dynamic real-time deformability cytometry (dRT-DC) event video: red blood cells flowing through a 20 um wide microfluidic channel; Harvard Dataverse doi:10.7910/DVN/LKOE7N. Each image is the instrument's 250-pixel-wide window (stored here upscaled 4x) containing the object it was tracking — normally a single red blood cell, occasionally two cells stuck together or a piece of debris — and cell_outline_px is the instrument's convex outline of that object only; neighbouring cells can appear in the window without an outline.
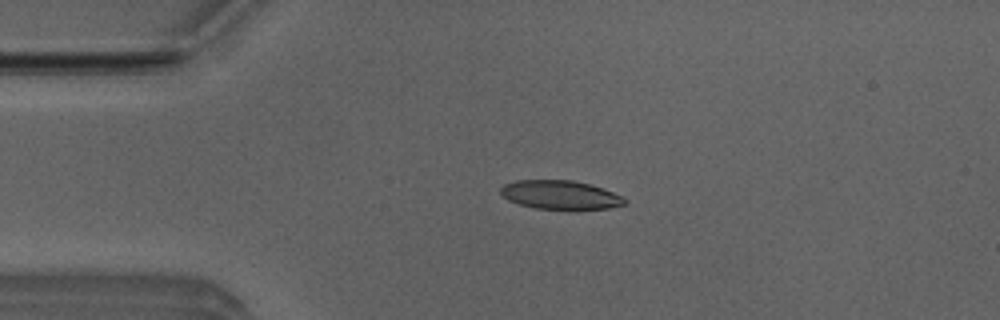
{"species": "Egyptian fruit bat (a non-hibernating species)", "species_latin": "Rousettus aegyptiacus", "temperature_condition": "room temperature", "stored_images_in_passage": 52, "camera_frame_rate_fps": 3000, "um_per_image_px": 0.085, "animal": {"sex": "male"}, "frame": {"image": 1, "passage_image": 11, "time_ms": 3.333, "image_size_px": [1000, 320], "cell_outline_px": [[628, 200], [624, 204], [608, 208], [536, 208], [520, 204], [508, 200], [500, 192], [500, 188], [504, 184], [516, 180], [572, 180], [604, 188], [624, 196]], "centroid_in_image_um": [47.63, 16.54], "position_along_channel_um": 37.4, "area_um2": 20.52}}
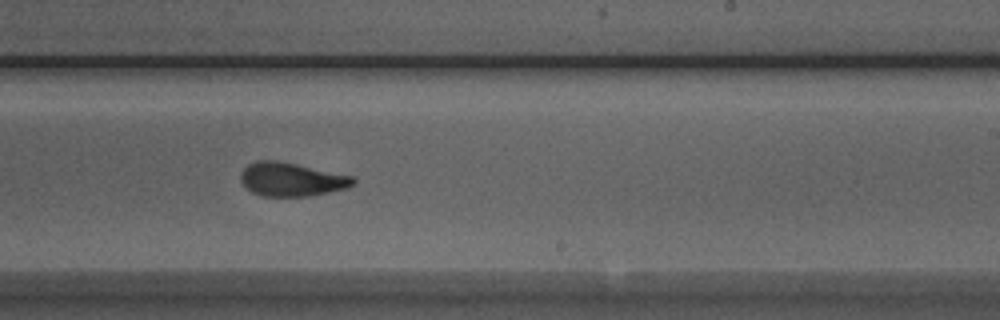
{"frame": {"image": 2, "passage_image": 31, "time_ms": 10.0, "image_size_px": [1000, 320], "cell_outline_px": [[356, 184], [348, 188], [308, 196], [264, 196], [252, 192], [240, 180], [240, 172], [248, 164], [256, 160], [276, 160], [352, 176], [356, 180]], "centroid_in_image_um": [24.77, 15.25], "position_along_channel_um": 264.2, "area_um2": 21.91}}
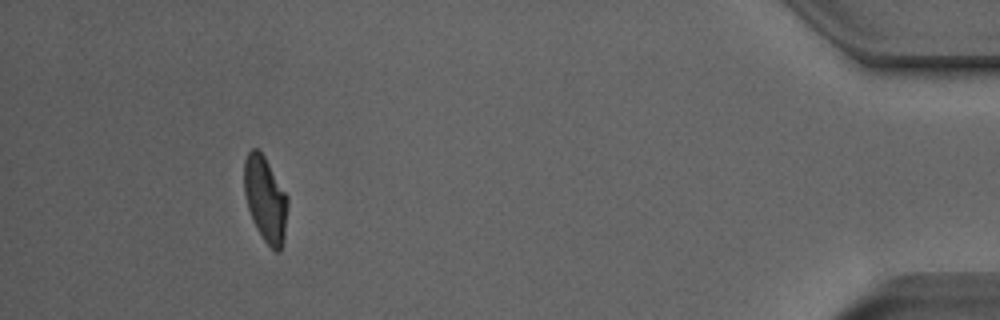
{"frame": {"image": 3, "passage_image": 48, "time_ms": 15.667, "image_size_px": [1000, 320], "cell_outline_px": [[288, 204], [284, 240], [280, 252], [276, 252], [264, 240], [256, 228], [252, 220], [244, 196], [244, 160], [248, 152], [252, 148], [256, 148], [264, 156], [288, 196]], "centroid_in_image_um": [22.55, 16.94], "position_along_channel_um": 412.6, "area_um2": 21.73}, "authors_computed_cell_mechanics": {"area_um2": 22.0218, "velocity_mm_per_s": 3.8423, "shape_relaxation_time_tau1_ms": 5.4393, "shape_relaxation_time_tau2_ms": 1.4157, "deformation_change_tau1": 0.1898, "deformation_change_tau2": 0.0823}}